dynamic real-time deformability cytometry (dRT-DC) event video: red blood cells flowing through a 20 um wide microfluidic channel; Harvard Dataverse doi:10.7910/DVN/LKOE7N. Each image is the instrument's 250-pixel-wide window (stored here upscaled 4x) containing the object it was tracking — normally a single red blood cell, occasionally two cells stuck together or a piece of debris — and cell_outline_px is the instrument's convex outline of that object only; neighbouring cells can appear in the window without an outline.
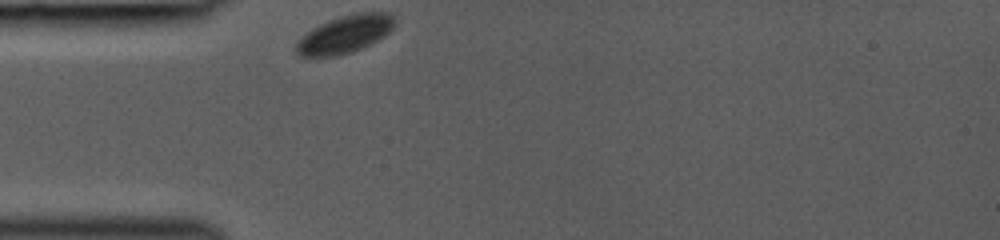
{"species": "common noctule bat (a hibernating species)", "species_latin": "Nyctalus noctula", "temperature_condition": "room temperature", "stored_images_in_passage": 29, "camera_frame_rate_fps": 3000, "um_per_image_px": 0.085, "animal": {"sex": "female", "body_mass_g": 19.0, "forearm_length_mm": 53.3}, "frame": {"image": 1, "passage_image": 1, "time_ms": 0.0, "image_size_px": [1000, 240], "cell_outline_px": [[392, 28], [384, 36], [352, 52], [336, 56], [300, 56], [296, 52], [296, 44], [300, 36], [312, 28], [320, 24], [340, 16], [360, 12], [388, 12], [392, 16]], "centroid_in_image_um": [29.26, 2.91], "position_along_channel_um": 55.7, "area_um2": 21.21}}
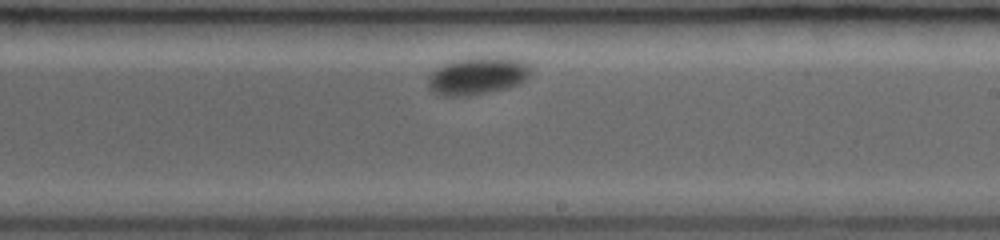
{"frame": {"image": 2, "passage_image": 17, "time_ms": 5.333, "image_size_px": [1000, 240], "cell_outline_px": [[528, 76], [520, 84], [508, 88], [468, 96], [436, 96], [428, 88], [428, 76], [436, 68], [444, 64], [456, 60], [480, 56], [512, 56], [528, 60]], "centroid_in_image_um": [40.6, 6.43], "position_along_channel_um": 248.4, "area_um2": 23.12}}
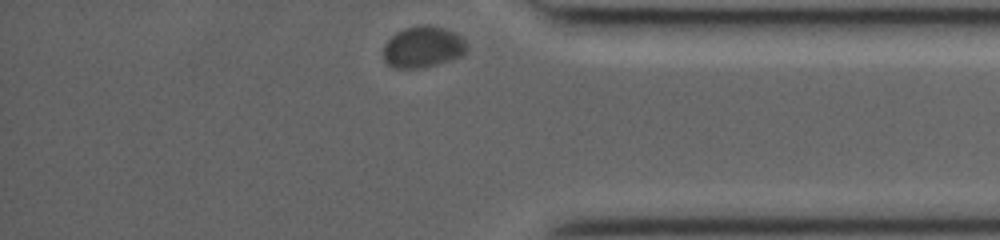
{"frame": {"image": 3, "passage_image": 29, "time_ms": 9.333, "image_size_px": [1000, 240], "cell_outline_px": [[468, 48], [464, 56], [452, 60], [420, 68], [392, 68], [384, 60], [384, 44], [396, 32], [404, 28], [424, 24], [444, 28], [456, 32], [468, 44]], "centroid_in_image_um": [35.98, 3.99], "position_along_channel_um": 399.2, "area_um2": 20.35}}